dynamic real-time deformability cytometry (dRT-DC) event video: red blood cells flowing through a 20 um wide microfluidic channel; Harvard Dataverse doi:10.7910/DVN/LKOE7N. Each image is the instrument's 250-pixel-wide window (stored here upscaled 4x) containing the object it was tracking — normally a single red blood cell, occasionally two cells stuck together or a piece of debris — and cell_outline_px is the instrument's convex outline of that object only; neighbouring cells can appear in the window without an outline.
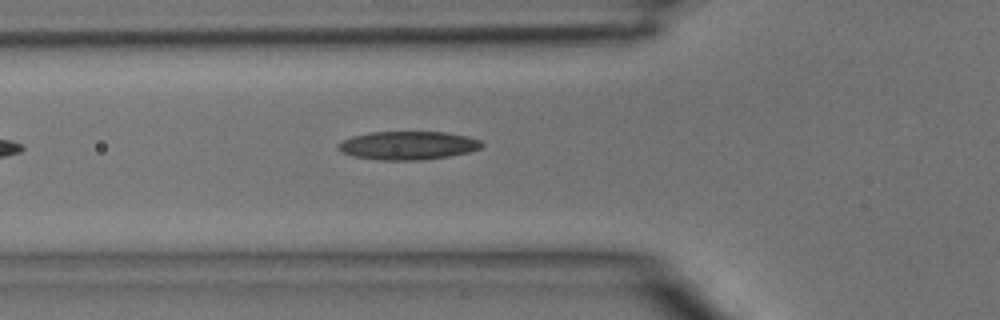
{"species": "common noctule bat (a hibernating species)", "species_latin": "Nyctalus noctula", "temperature_condition": "room temperature", "stored_images_in_passage": 2, "camera_frame_rate_fps": 3000, "um_per_image_px": 0.085, "animal": {"sex": "male", "body_mass_g": 15.6}, "frame": {"image": 1, "passage_image": 2, "time_ms": 0.333, "image_size_px": [1000, 320], "cell_outline_px": [[484, 144], [480, 148], [468, 152], [448, 156], [420, 160], [380, 160], [352, 156], [336, 148], [336, 144], [352, 136], [368, 132], [444, 132], [468, 136], [480, 140]], "centroid_in_image_um": [34.65, 12.36], "position_along_channel_um": 91.1, "area_um2": 23.76}}